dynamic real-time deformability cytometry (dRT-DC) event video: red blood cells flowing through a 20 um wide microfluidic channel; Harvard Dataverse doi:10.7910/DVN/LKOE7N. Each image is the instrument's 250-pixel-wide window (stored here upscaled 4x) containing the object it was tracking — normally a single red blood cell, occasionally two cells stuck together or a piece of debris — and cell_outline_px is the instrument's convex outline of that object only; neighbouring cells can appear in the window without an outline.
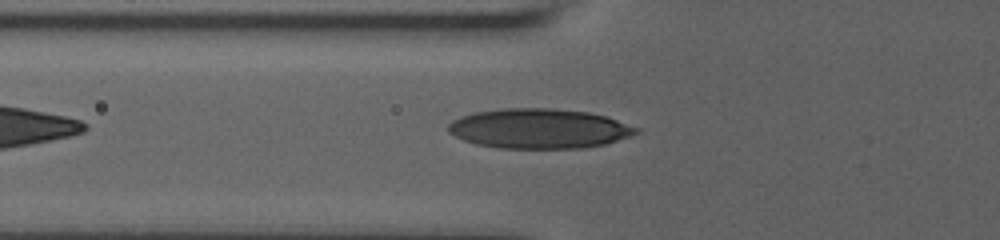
{"species": "human", "species_latin": "Homo sapiens", "temperature_condition": "room temperature", "stored_images_in_passage": 27, "camera_frame_rate_fps": 3000, "um_per_image_px": 0.085, "donor": {"sex": "male"}, "frame": {"image": 1, "passage_image": 2, "time_ms": 0.667, "image_size_px": [1000, 240], "cell_outline_px": [[640, 132], [604, 144], [580, 148], [500, 148], [476, 144], [464, 140], [448, 132], [448, 124], [452, 120], [472, 112], [500, 108], [552, 108], [588, 112], [604, 116], [640, 128]], "centroid_in_image_um": [45.78, 10.92], "position_along_channel_um": 80.0, "area_um2": 43.47}}
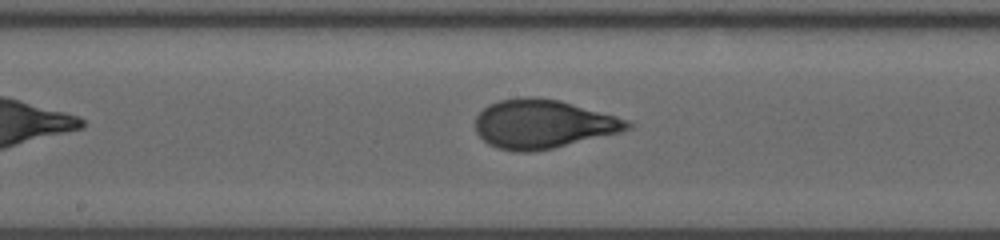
{"frame": {"image": 2, "passage_image": 9, "time_ms": 4.0, "image_size_px": [1000, 240], "cell_outline_px": [[632, 124], [628, 128], [616, 132], [552, 148], [532, 152], [512, 152], [496, 148], [488, 144], [476, 132], [476, 116], [488, 104], [500, 100], [524, 96], [532, 96], [560, 100], [616, 116], [628, 120]], "centroid_in_image_um": [46.07, 10.53], "position_along_channel_um": 202.1, "area_um2": 42.83}}
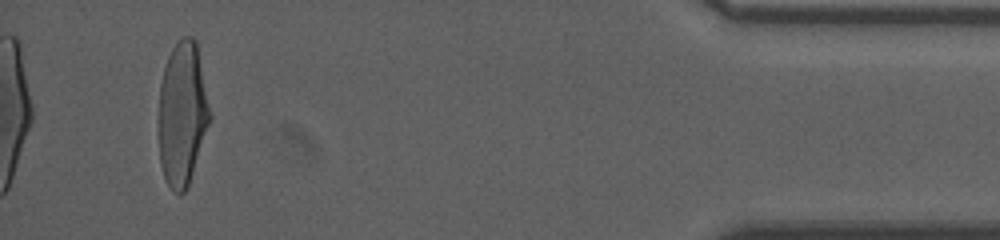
{"frame": {"image": 3, "passage_image": 25, "time_ms": 11.667, "image_size_px": [1000, 240], "cell_outline_px": [[212, 116], [188, 188], [180, 196], [172, 192], [164, 176], [160, 164], [160, 84], [164, 68], [168, 56], [172, 48], [184, 36], [192, 36], [196, 40]], "centroid_in_image_um": [15.53, 9.71], "position_along_channel_um": 419.7, "area_um2": 42.89}, "authors_computed_cell_mechanics": {"area_um2": 42.4252, "velocity_mm_per_s": 3.6533, "shape_relaxation_time_tau1_ms": 4.4109, "shape_relaxation_time_tau2_ms": null, "deformation_change_tau1": 0.1927, "deformation_change_tau2": null}}